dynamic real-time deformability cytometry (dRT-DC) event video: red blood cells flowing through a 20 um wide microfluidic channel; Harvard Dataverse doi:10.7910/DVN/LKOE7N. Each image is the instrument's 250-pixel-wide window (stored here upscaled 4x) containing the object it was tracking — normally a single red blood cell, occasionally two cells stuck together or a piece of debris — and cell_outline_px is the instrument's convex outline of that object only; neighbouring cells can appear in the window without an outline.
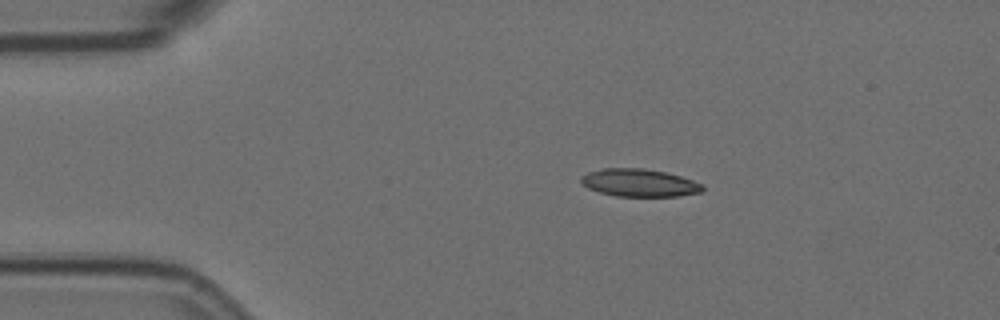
{"species": "Egyptian fruit bat (a non-hibernating species)", "species_latin": "Rousettus aegyptiacus", "temperature_condition": "room temperature", "stored_images_in_passage": 4, "camera_frame_rate_fps": 3000, "um_per_image_px": 0.085, "animal": {"sex": "female"}, "frame": {"image": 1, "passage_image": 2, "time_ms": 0.333, "image_size_px": [1000, 320], "cell_outline_px": [[704, 188], [700, 192], [680, 196], [616, 196], [600, 192], [588, 188], [580, 180], [580, 176], [588, 172], [604, 168], [644, 168], [664, 172], [680, 176], [704, 184]], "centroid_in_image_um": [54.34, 15.53], "position_along_channel_um": 30.7, "area_um2": 19.54}}